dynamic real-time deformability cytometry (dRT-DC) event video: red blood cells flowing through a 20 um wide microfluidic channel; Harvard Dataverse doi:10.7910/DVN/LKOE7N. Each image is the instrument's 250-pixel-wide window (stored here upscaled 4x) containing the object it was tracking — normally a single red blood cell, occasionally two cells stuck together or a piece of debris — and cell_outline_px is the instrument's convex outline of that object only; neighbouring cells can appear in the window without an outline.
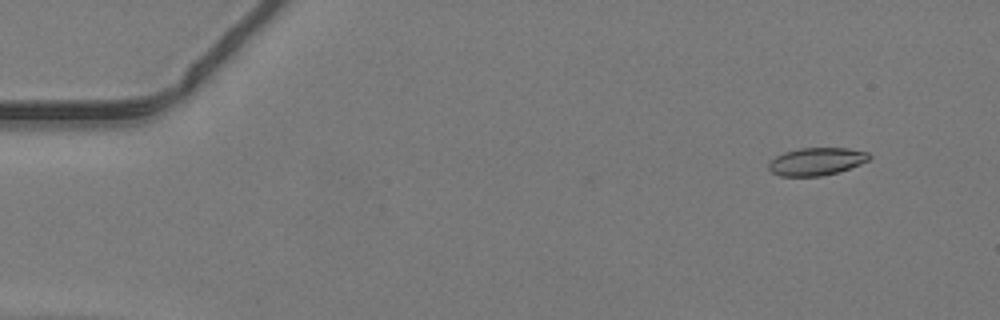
{"species": "common noctule bat (a hibernating species)", "species_latin": "Nyctalus noctula", "temperature_condition": "warm", "stored_images_in_passage": 39, "camera_frame_rate_fps": 3000, "um_per_image_px": 0.085, "animal": {"sex": "male", "body_mass_g": 19.2, "forearm_length_mm": 51.8}, "frame": {"image": 1, "passage_image": 2, "time_ms": 0.333, "image_size_px": [1000, 320], "cell_outline_px": [[872, 156], [868, 160], [860, 164], [836, 172], [820, 176], [780, 176], [772, 172], [768, 168], [768, 164], [776, 156], [784, 152], [800, 148], [848, 148], [868, 152]], "centroid_in_image_um": [69.39, 13.72], "position_along_channel_um": 15.6, "area_um2": 16.07}}
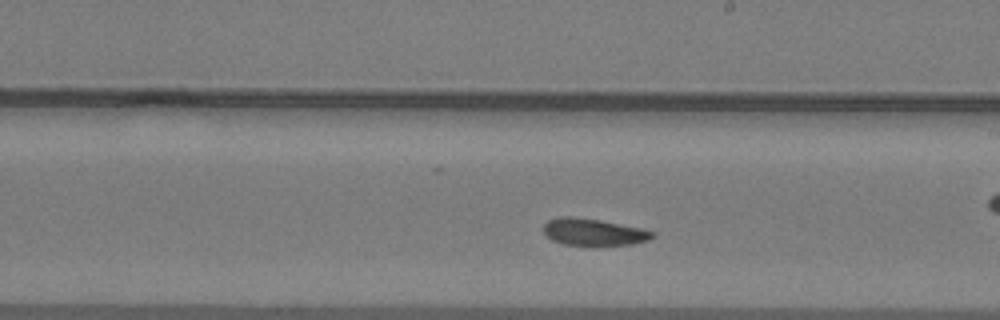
{"frame": {"image": 2, "passage_image": 23, "time_ms": 7.333, "image_size_px": [1000, 320], "cell_outline_px": [[656, 236], [648, 240], [632, 244], [600, 248], [564, 244], [552, 240], [544, 232], [544, 224], [548, 220], [560, 216], [568, 216], [600, 220], [640, 228], [656, 232]], "centroid_in_image_um": [50.49, 19.77], "position_along_channel_um": 238.5, "area_um2": 17.69}}
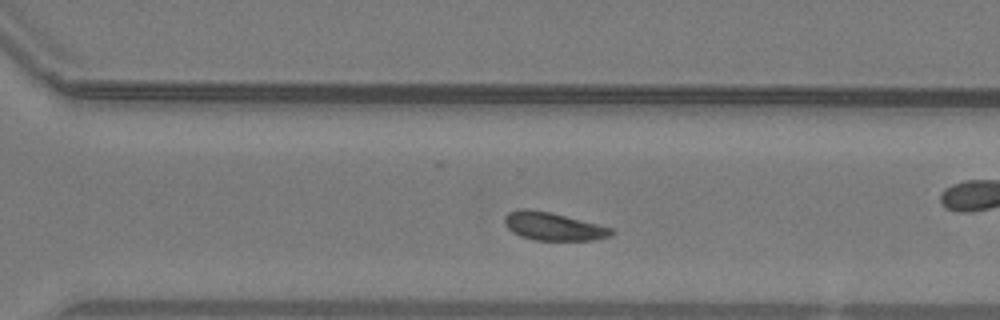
{"frame": {"image": 3, "passage_image": 29, "time_ms": 9.333, "image_size_px": [1000, 320], "cell_outline_px": [[612, 232], [608, 236], [592, 240], [536, 240], [520, 236], [512, 232], [508, 228], [504, 220], [504, 216], [508, 212], [520, 208], [524, 208], [548, 212], [612, 228]], "centroid_in_image_um": [46.94, 19.24], "position_along_channel_um": 323.7, "area_um2": 16.99}}